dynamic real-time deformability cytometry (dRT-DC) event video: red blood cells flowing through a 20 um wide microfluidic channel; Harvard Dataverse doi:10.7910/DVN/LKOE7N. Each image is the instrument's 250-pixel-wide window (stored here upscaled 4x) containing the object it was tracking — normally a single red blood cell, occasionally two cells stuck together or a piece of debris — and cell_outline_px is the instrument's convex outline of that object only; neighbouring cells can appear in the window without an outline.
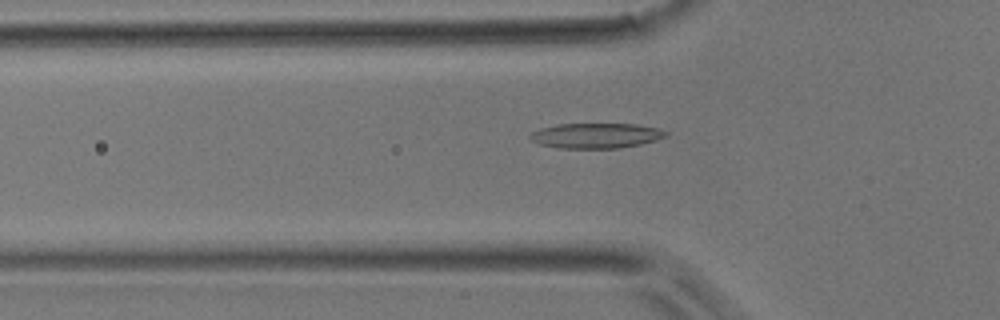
{"species": "common noctule bat (a hibernating species)", "species_latin": "Nyctalus noctula", "temperature_condition": "room temperature", "stored_images_in_passage": 43, "camera_frame_rate_fps": 3000, "um_per_image_px": 0.085, "animal": {"sex": "male", "body_mass_g": 17.9}, "frame": {"image": 1, "passage_image": 14, "time_ms": 4.333, "image_size_px": [1000, 320], "cell_outline_px": [[668, 136], [656, 140], [640, 144], [616, 148], [560, 148], [540, 144], [532, 140], [528, 136], [532, 132], [540, 128], [556, 124], [636, 124], [660, 128], [668, 132]], "centroid_in_image_um": [50.68, 11.52], "position_along_channel_um": 75.1, "area_um2": 19.88}}
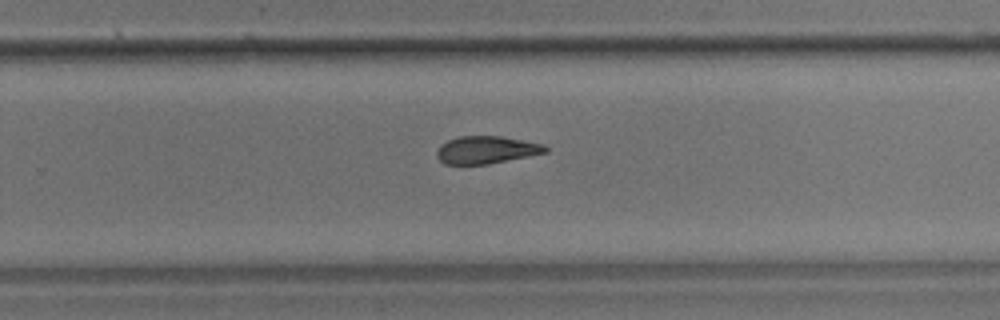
{"frame": {"image": 2, "passage_image": 28, "time_ms": 9.0, "image_size_px": [1000, 320], "cell_outline_px": [[548, 152], [488, 164], [444, 164], [436, 156], [436, 152], [440, 144], [448, 140], [460, 136], [500, 136], [524, 140], [544, 144], [548, 148]], "centroid_in_image_um": [41.33, 12.73], "position_along_channel_um": 288.5, "area_um2": 17.46}}
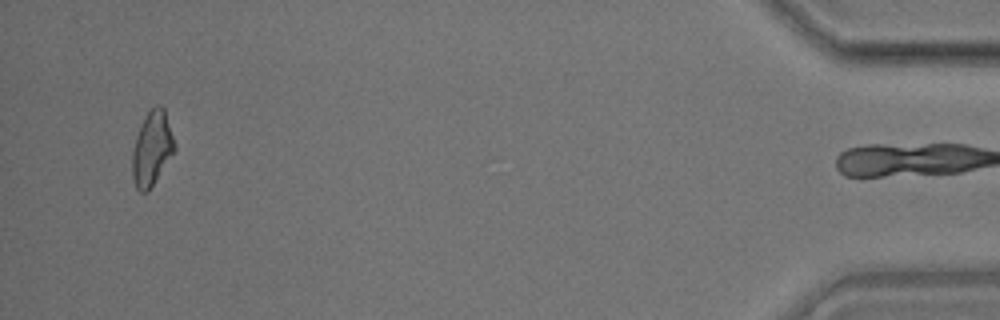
{"frame": {"image": 3, "passage_image": 42, "time_ms": 13.667, "image_size_px": [1000, 320], "cell_outline_px": [[176, 148], [148, 192], [140, 192], [136, 188], [132, 176], [132, 152], [136, 136], [144, 116], [156, 104], [160, 104], [164, 108], [176, 144]], "centroid_in_image_um": [12.91, 12.61], "position_along_channel_um": 422.3, "area_um2": 18.26}}